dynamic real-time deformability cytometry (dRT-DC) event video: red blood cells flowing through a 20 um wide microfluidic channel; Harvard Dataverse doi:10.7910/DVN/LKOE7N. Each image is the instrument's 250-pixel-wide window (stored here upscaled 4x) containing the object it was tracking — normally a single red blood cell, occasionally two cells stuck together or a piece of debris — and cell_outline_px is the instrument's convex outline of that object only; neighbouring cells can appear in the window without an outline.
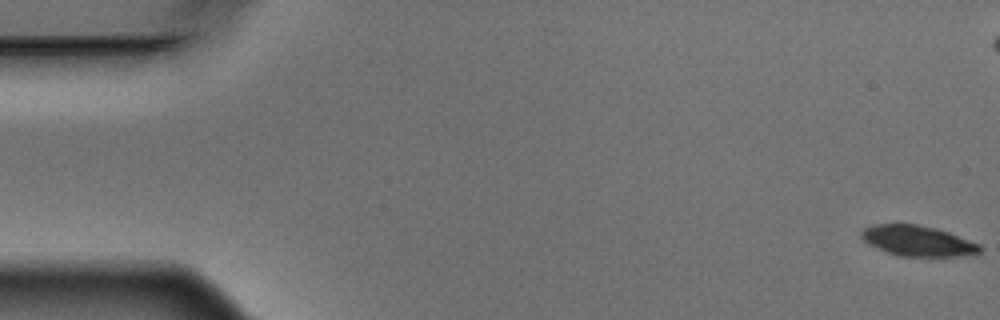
{"species": "Egyptian fruit bat (a non-hibernating species)", "species_latin": "Rousettus aegyptiacus", "temperature_condition": "warm", "stored_images_in_passage": 11, "segment_of_instrument_passage": [1, 2], "camera_frame_rate_fps": 3000, "um_per_image_px": 0.085, "animal": {"sex": "male"}, "frame": {"image": 1, "passage_image": 1, "time_ms": 0.0, "image_size_px": [1000, 320], "cell_outline_px": [[980, 252], [960, 256], [900, 256], [876, 248], [868, 244], [860, 236], [860, 232], [864, 228], [872, 224], [920, 224], [936, 228], [948, 232], [980, 244]], "centroid_in_image_um": [77.96, 20.46], "position_along_channel_um": 7.0, "area_um2": 20.98}}
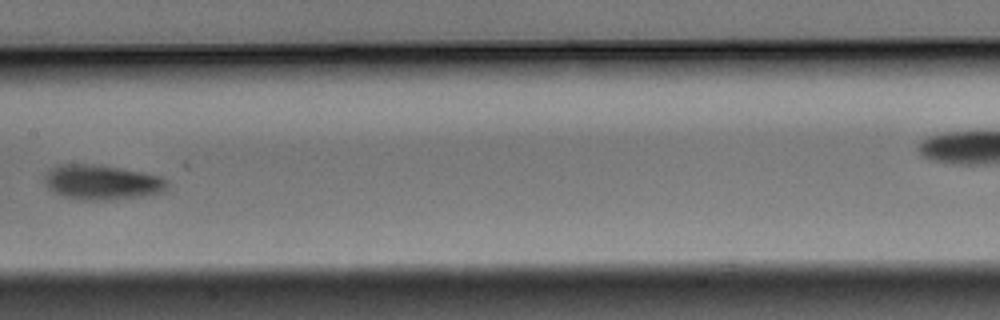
{"frame": {"image": 2, "passage_image": 8, "time_ms": 2.333, "image_size_px": [1000, 320], "cell_outline_px": [[168, 188], [164, 192], [140, 196], [108, 200], [76, 200], [64, 196], [48, 188], [44, 184], [44, 176], [52, 168], [60, 164], [88, 164], [120, 168], [160, 176], [168, 180]], "centroid_in_image_um": [8.66, 15.5], "position_along_channel_um": 198.7, "area_um2": 24.8}}
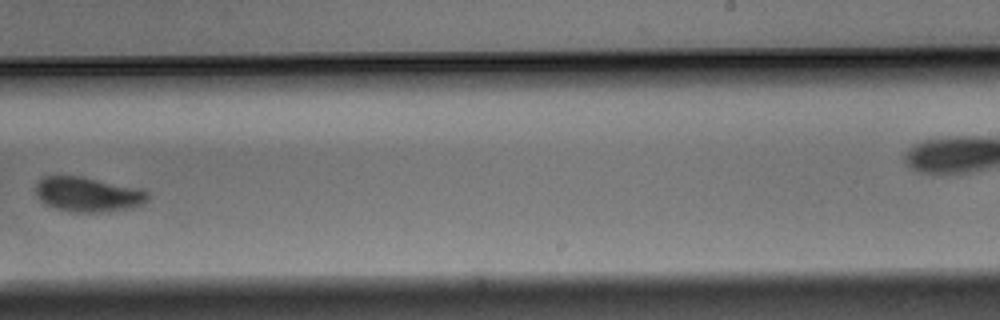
{"frame": {"image": 3, "passage_image": 10, "time_ms": 3.0, "image_size_px": [1000, 320], "cell_outline_px": [[148, 200], [144, 204], [128, 208], [96, 212], [72, 212], [56, 208], [44, 204], [36, 196], [36, 184], [44, 176], [80, 176], [136, 188], [148, 192]], "centroid_in_image_um": [7.43, 16.53], "position_along_channel_um": 281.6, "area_um2": 22.37}}